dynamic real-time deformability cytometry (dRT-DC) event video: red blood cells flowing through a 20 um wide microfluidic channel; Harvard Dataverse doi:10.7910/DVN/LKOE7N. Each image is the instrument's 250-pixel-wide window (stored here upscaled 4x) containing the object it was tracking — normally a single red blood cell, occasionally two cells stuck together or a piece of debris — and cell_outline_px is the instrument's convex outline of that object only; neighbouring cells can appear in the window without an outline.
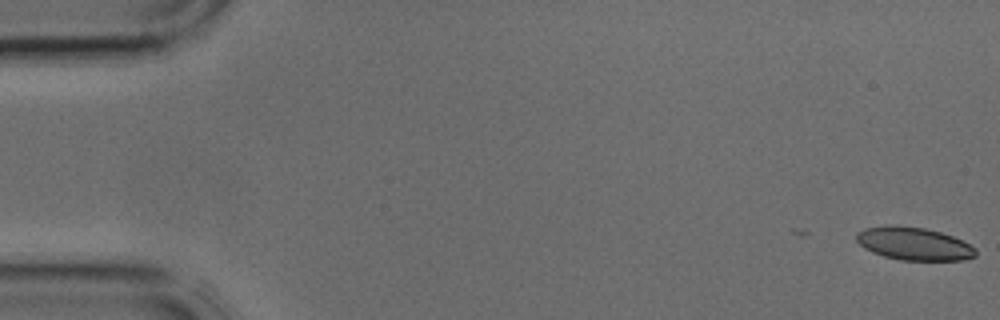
{"species": "common noctule bat (a hibernating species)", "species_latin": "Nyctalus noctula", "temperature_condition": "cold", "stored_images_in_passage": 4, "camera_frame_rate_fps": 3000, "um_per_image_px": 0.085, "animal": {"sex": "male", "body_mass_g": 17.9, "forearm_length_mm": 54.2}, "frame": {"image": 1, "passage_image": 1, "time_ms": 0.0, "image_size_px": [1000, 320], "cell_outline_px": [[976, 256], [964, 260], [900, 260], [884, 256], [872, 252], [864, 248], [856, 240], [856, 232], [864, 228], [884, 224], [896, 224], [924, 228], [940, 232], [952, 236], [976, 248]], "centroid_in_image_um": [77.63, 20.7], "position_along_channel_um": 7.4, "area_um2": 23.06}}